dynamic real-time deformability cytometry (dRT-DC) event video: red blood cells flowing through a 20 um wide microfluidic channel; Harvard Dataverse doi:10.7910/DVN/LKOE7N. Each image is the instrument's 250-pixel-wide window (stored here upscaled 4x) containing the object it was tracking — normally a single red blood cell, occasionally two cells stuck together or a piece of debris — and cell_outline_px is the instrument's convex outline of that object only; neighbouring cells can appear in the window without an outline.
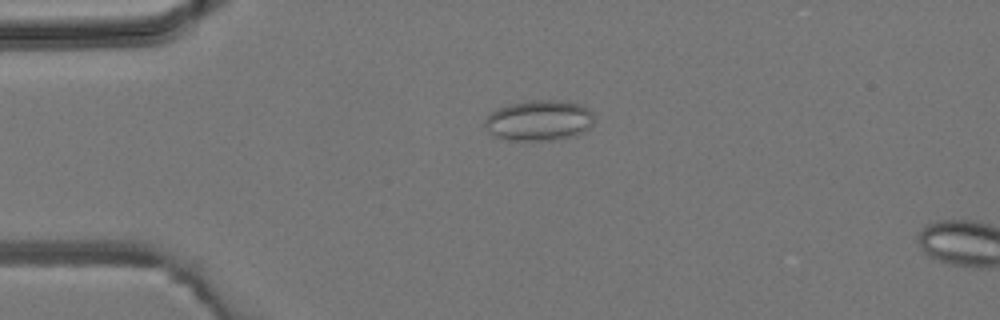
{"species": "common noctule bat (a hibernating species)", "species_latin": "Nyctalus noctula", "temperature_condition": "room temperature", "stored_images_in_passage": 4, "camera_frame_rate_fps": 3000, "um_per_image_px": 0.085, "animal": {"sex": "male", "body_mass_g": 19.2, "forearm_length_mm": 51.8}, "frame": {"image": 1, "passage_image": 3, "time_ms": 2.0, "image_size_px": [1000, 320], "cell_outline_px": [[592, 124], [588, 128], [576, 136], [556, 140], [508, 140], [496, 136], [488, 132], [484, 128], [484, 124], [488, 116], [492, 112], [508, 104], [524, 100], [560, 100], [580, 104], [588, 108], [592, 112]], "centroid_in_image_um": [45.82, 10.23], "position_along_channel_um": 39.2, "area_um2": 25.95}}